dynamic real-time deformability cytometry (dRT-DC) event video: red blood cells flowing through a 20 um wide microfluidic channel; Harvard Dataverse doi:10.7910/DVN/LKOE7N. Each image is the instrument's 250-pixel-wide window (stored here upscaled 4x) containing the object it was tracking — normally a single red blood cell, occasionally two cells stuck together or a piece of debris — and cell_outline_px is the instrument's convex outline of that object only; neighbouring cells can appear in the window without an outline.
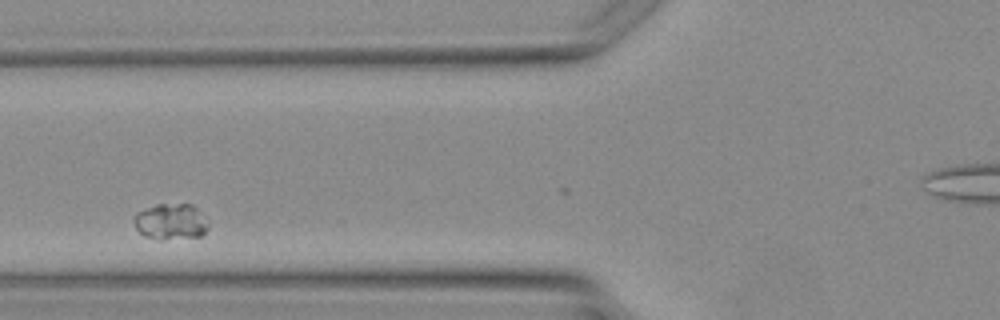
{"species": "Egyptian fruit bat (a non-hibernating species)", "species_latin": "Rousettus aegyptiacus", "temperature_condition": "warm", "stored_images_in_passage": 2, "camera_frame_rate_fps": 3000, "um_per_image_px": 0.085, "animal": {"sex": "female"}, "frame": {"image": 1, "passage_image": 2, "time_ms": 1.0, "image_size_px": [1000, 320], "cell_outline_px": [[208, 228], [200, 236], [164, 240], [160, 240], [144, 236], [136, 228], [132, 220], [136, 212], [156, 204], [192, 204], [196, 208], [208, 224]], "centroid_in_image_um": [14.46, 18.85], "position_along_channel_um": 111.3, "area_um2": 15.61}}